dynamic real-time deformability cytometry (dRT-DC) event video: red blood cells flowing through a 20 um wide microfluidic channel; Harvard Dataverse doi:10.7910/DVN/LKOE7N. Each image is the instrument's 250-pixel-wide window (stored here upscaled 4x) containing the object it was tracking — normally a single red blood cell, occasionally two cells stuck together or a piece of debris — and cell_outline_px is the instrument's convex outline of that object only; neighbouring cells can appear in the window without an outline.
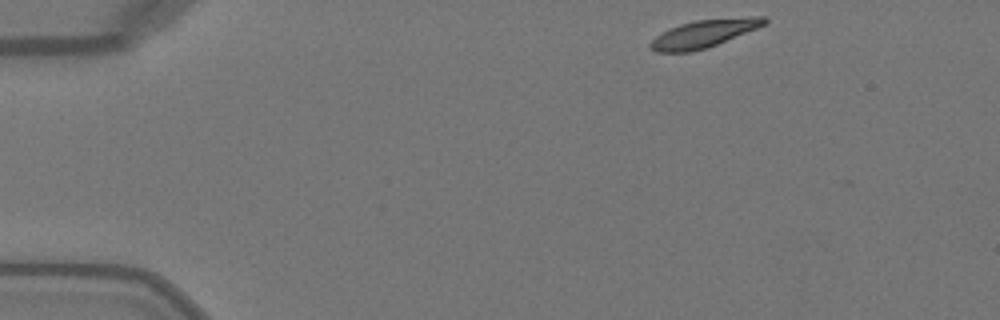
{"species": "Egyptian fruit bat (a non-hibernating species)", "species_latin": "Rousettus aegyptiacus", "temperature_condition": "warm", "stored_images_in_passage": 10, "camera_frame_rate_fps": 3000, "um_per_image_px": 0.085, "animal": {"sex": "female"}, "frame": {"image": 1, "passage_image": 1, "time_ms": 0.0, "image_size_px": [1000, 320], "cell_outline_px": [[768, 20], [764, 24], [756, 28], [708, 48], [688, 52], [656, 52], [648, 44], [660, 32], [668, 28], [680, 24], [696, 20], [748, 16], [764, 16]], "centroid_in_image_um": [59.81, 2.85], "position_along_channel_um": 25.2, "area_um2": 18.38}}
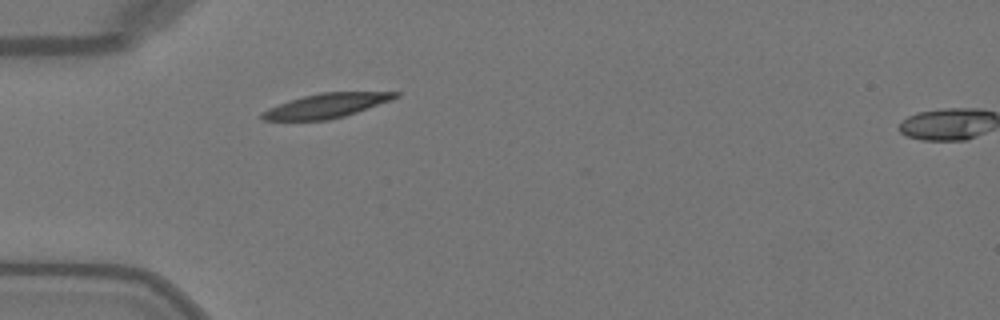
{"frame": {"image": 2, "passage_image": 9, "time_ms": 2.667, "image_size_px": [1000, 320], "cell_outline_px": [[400, 96], [392, 100], [344, 116], [328, 120], [264, 120], [260, 116], [260, 112], [268, 108], [288, 100], [320, 92], [400, 92]], "centroid_in_image_um": [27.72, 8.97], "position_along_channel_um": 57.3, "area_um2": 18.9}}